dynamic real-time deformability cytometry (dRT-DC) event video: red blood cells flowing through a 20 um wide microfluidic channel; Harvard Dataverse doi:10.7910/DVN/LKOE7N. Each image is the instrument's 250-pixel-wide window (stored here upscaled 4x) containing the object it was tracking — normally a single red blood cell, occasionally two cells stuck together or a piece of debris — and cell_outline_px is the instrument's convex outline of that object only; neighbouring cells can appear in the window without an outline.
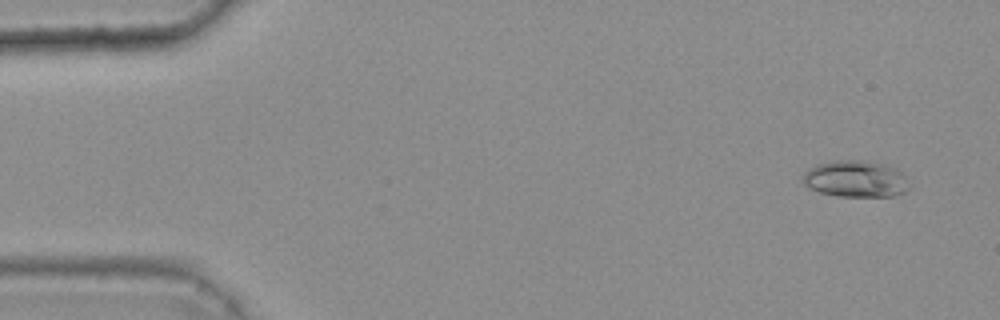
{"species": "common noctule bat (a hibernating species)", "species_latin": "Nyctalus noctula", "temperature_condition": "warm", "stored_images_in_passage": 47, "camera_frame_rate_fps": 3000, "um_per_image_px": 0.085, "animal": {"sex": "female", "body_mass_g": 25.1}, "frame": {"image": 1, "passage_image": 4, "time_ms": 1.0, "image_size_px": [1000, 320], "cell_outline_px": [[912, 188], [904, 192], [892, 196], [836, 196], [820, 192], [808, 188], [804, 184], [804, 172], [808, 168], [816, 164], [836, 160], [864, 160], [884, 164], [900, 168]], "centroid_in_image_um": [72.77, 15.2], "position_along_channel_um": 12.2, "area_um2": 23.06}}
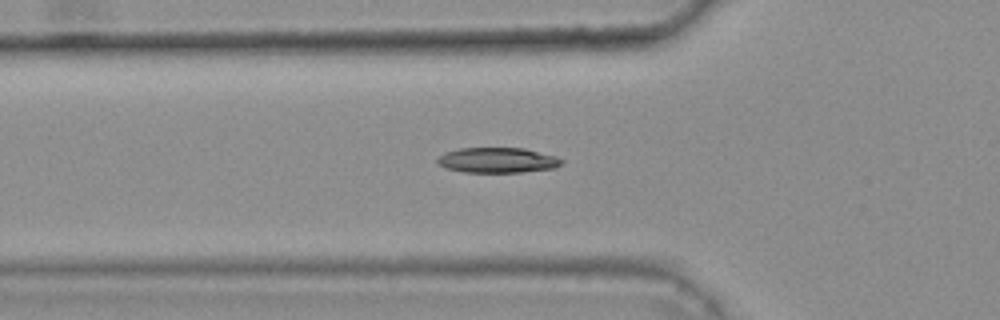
{"frame": {"image": 2, "passage_image": 19, "time_ms": 6.0, "image_size_px": [1000, 320], "cell_outline_px": [[564, 164], [556, 168], [520, 172], [464, 172], [444, 168], [436, 164], [436, 160], [444, 152], [460, 148], [524, 148], [556, 156], [564, 160]], "centroid_in_image_um": [42.29, 13.62], "position_along_channel_um": 83.5, "area_um2": 18.5}}
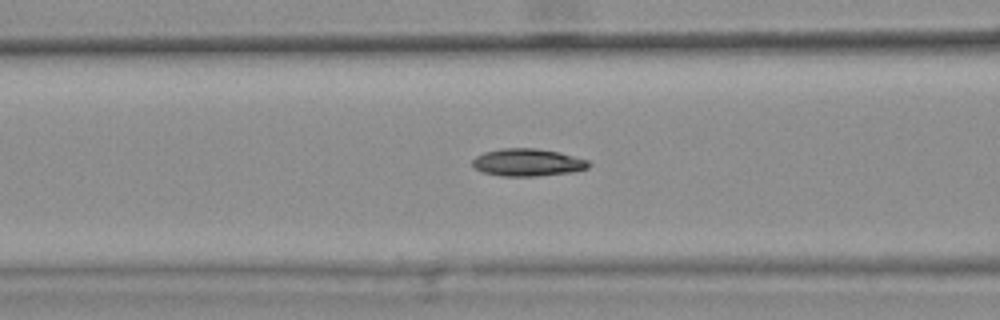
{"frame": {"image": 3, "passage_image": 22, "time_ms": 7.0, "image_size_px": [1000, 320], "cell_outline_px": [[592, 164], [588, 168], [572, 172], [536, 176], [500, 176], [480, 172], [472, 168], [472, 160], [476, 156], [484, 152], [500, 148], [536, 148], [560, 152], [588, 160]], "centroid_in_image_um": [44.82, 13.81], "position_along_channel_um": 121.8, "area_um2": 18.9}, "authors_computed_cell_mechanics": {"area_um2": 18.4382, "velocity_mm_per_s": 3.7659, "shape_relaxation_time_tau1_ms": 5.0813, "shape_relaxation_time_tau2_ms": null, "deformation_change_tau1": 0.1471, "deformation_change_tau2": null}}